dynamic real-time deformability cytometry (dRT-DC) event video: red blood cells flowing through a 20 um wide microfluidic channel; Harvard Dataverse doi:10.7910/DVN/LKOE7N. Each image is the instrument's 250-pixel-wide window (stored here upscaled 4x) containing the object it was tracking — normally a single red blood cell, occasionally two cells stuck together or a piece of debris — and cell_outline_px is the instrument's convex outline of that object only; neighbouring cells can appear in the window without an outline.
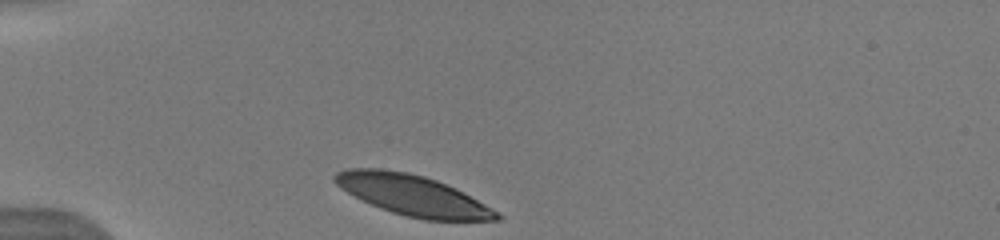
{"species": "human", "species_latin": "Homo sapiens", "temperature_condition": "warm", "stored_images_in_passage": 15, "camera_frame_rate_fps": 3000, "um_per_image_px": 0.085, "donor": {"sex": "male"}, "frame": {"image": 1, "passage_image": 1, "time_ms": 0.0, "image_size_px": [1000, 240], "cell_outline_px": [[504, 216], [500, 220], [424, 220], [392, 212], [380, 208], [340, 188], [332, 180], [332, 176], [336, 172], [348, 168], [380, 168], [408, 172], [424, 176], [436, 180], [500, 212]], "centroid_in_image_um": [35.04, 16.59], "position_along_channel_um": 50.0, "area_um2": 37.74}}